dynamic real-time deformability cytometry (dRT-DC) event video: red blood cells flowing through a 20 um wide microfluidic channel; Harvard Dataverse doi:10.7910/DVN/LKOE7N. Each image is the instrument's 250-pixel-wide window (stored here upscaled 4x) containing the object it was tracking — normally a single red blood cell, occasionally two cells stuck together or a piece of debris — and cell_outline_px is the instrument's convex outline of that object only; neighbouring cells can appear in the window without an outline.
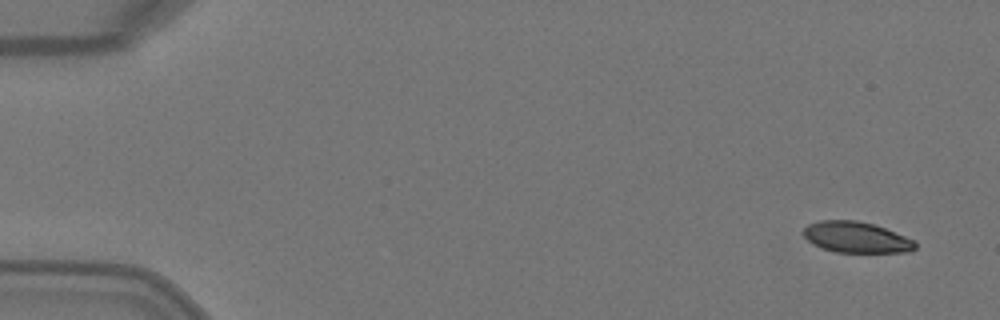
{"species": "Egyptian fruit bat (a non-hibernating species)", "species_latin": "Rousettus aegyptiacus", "temperature_condition": "warm", "stored_images_in_passage": 5, "camera_frame_rate_fps": 3000, "um_per_image_px": 0.085, "animal": {"sex": "female"}, "frame": {"image": 1, "passage_image": 1, "time_ms": 0.0, "image_size_px": [1000, 320], "cell_outline_px": [[916, 248], [908, 252], [836, 252], [812, 244], [804, 236], [804, 228], [808, 224], [820, 220], [856, 220], [872, 224], [884, 228], [916, 240]], "centroid_in_image_um": [72.79, 20.17], "position_along_channel_um": 12.2, "area_um2": 20.06}}
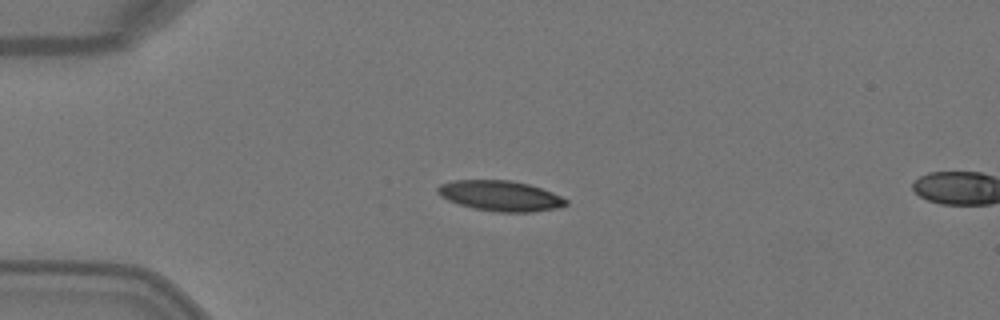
{"frame": {"image": 2, "passage_image": 4, "time_ms": 1.0, "image_size_px": [1000, 320], "cell_outline_px": [[568, 204], [556, 208], [532, 212], [496, 212], [472, 208], [448, 200], [440, 196], [436, 192], [436, 188], [440, 184], [452, 180], [508, 180], [528, 184], [552, 192], [568, 200]], "centroid_in_image_um": [42.49, 16.64], "position_along_channel_um": 42.5, "area_um2": 22.72}}